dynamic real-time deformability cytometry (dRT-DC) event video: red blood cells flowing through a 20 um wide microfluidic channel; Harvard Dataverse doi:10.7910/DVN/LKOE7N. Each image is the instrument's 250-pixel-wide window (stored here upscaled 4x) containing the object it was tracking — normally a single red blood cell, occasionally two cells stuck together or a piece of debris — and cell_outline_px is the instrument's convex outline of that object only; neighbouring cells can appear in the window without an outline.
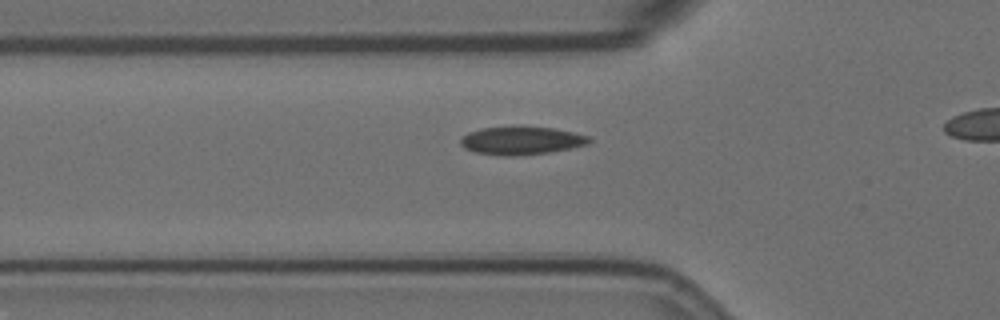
{"species": "Egyptian fruit bat (a non-hibernating species)", "species_latin": "Rousettus aegyptiacus", "temperature_condition": "room temperature", "stored_images_in_passage": 29, "camera_frame_rate_fps": 3000, "um_per_image_px": 0.085, "animal": {"sex": "female"}, "frame": {"image": 1, "passage_image": 2, "time_ms": 0.333, "image_size_px": [1000, 320], "cell_outline_px": [[592, 140], [588, 144], [548, 152], [512, 156], [504, 156], [476, 152], [464, 148], [460, 144], [460, 140], [468, 132], [480, 128], [556, 128], [588, 136]], "centroid_in_image_um": [44.3, 11.96], "position_along_channel_um": 81.5, "area_um2": 20.4}}
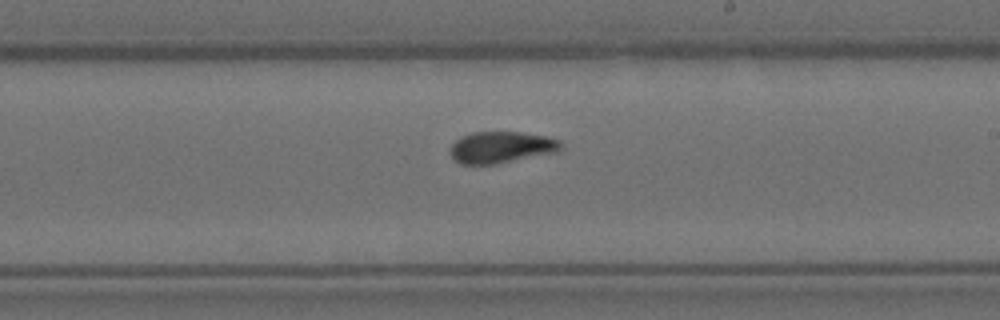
{"frame": {"image": 2, "passage_image": 16, "time_ms": 5.0, "image_size_px": [1000, 320], "cell_outline_px": [[564, 144], [560, 152], [496, 164], [460, 164], [452, 160], [448, 152], [452, 144], [456, 140], [472, 132], [520, 132], [544, 136], [560, 140]], "centroid_in_image_um": [42.62, 12.53], "position_along_channel_um": 246.4, "area_um2": 20.69}}
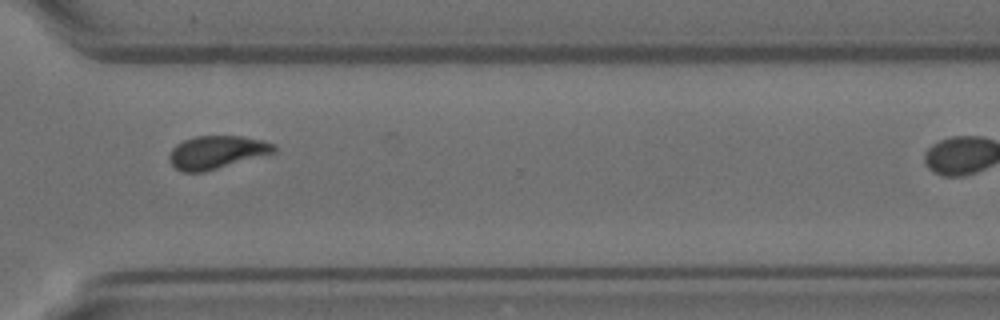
{"frame": {"image": 3, "passage_image": 25, "time_ms": 8.0, "image_size_px": [1000, 320], "cell_outline_px": [[276, 152], [204, 172], [180, 172], [172, 164], [168, 156], [172, 148], [176, 144], [184, 140], [196, 136], [240, 136], [260, 140], [276, 144]], "centroid_in_image_um": [18.4, 12.94], "position_along_channel_um": 352.2, "area_um2": 20.06}}